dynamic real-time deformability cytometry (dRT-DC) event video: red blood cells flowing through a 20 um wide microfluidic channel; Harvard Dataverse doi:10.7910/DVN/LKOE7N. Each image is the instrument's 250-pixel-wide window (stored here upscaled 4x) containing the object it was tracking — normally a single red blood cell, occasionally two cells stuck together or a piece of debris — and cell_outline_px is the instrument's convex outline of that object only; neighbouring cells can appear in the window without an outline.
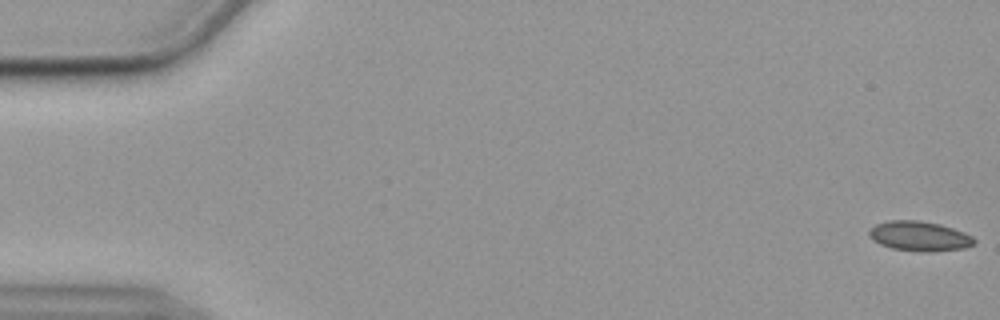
{"species": "common noctule bat (a hibernating species)", "species_latin": "Nyctalus noctula", "temperature_condition": "cold", "stored_images_in_passage": 49, "camera_frame_rate_fps": 3000, "um_per_image_px": 0.085, "animal": {"sex": "female", "body_mass_g": 19.9}, "frame": {"image": 1, "passage_image": 1, "time_ms": 0.0, "image_size_px": [1000, 320], "cell_outline_px": [[976, 244], [964, 248], [932, 252], [920, 252], [892, 248], [880, 244], [872, 240], [868, 236], [868, 232], [876, 224], [888, 220], [920, 220], [940, 224], [964, 232], [972, 236], [976, 240]], "centroid_in_image_um": [78.16, 20.07], "position_along_channel_um": 6.8, "area_um2": 18.44}}
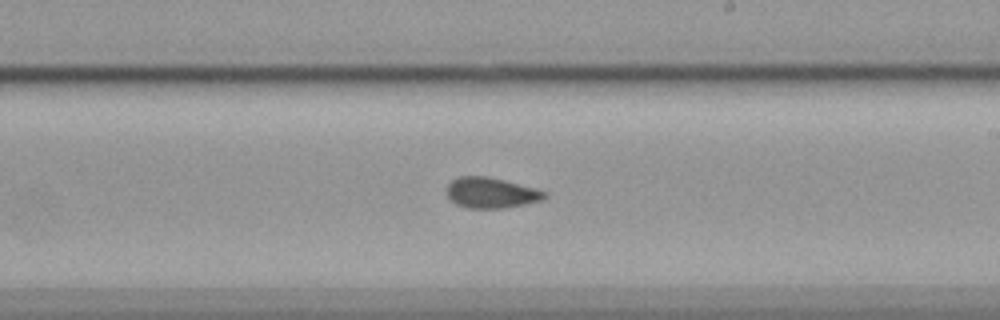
{"frame": {"image": 2, "passage_image": 33, "time_ms": 10.667, "image_size_px": [1000, 320], "cell_outline_px": [[548, 196], [544, 200], [504, 208], [468, 208], [456, 204], [448, 196], [448, 184], [452, 180], [460, 176], [488, 176], [536, 188], [548, 192]], "centroid_in_image_um": [41.8, 16.38], "position_along_channel_um": 247.2, "area_um2": 17.46}}
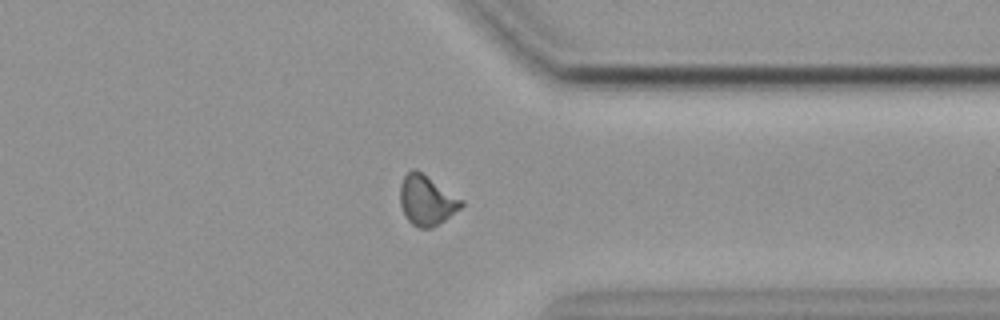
{"frame": {"image": 3, "passage_image": 44, "time_ms": 14.333, "image_size_px": [1000, 320], "cell_outline_px": [[464, 204], [460, 208], [444, 220], [432, 228], [420, 228], [412, 224], [408, 220], [400, 204], [400, 184], [404, 176], [412, 168], [416, 168], [464, 200]], "centroid_in_image_um": [36.26, 17.0], "position_along_channel_um": 375.1, "area_um2": 17.8}}